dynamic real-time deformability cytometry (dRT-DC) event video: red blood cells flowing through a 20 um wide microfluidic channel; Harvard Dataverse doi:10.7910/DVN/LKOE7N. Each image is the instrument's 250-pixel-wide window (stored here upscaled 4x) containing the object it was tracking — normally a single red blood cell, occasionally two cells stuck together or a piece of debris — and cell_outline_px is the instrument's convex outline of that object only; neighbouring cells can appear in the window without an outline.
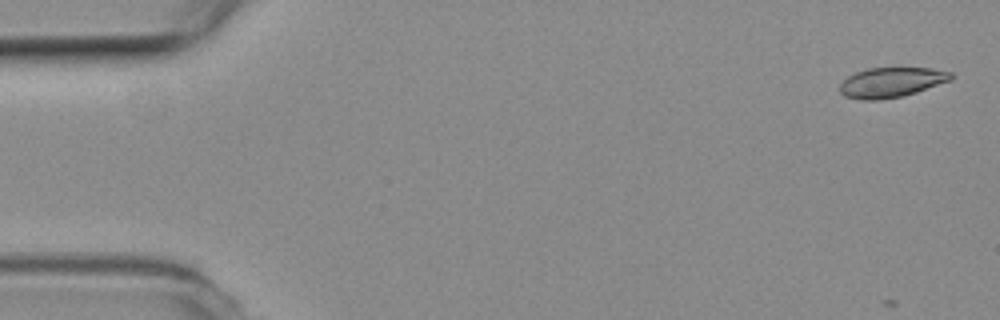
{"species": "common noctule bat (a hibernating species)", "species_latin": "Nyctalus noctula", "temperature_condition": "room temperature", "stored_images_in_passage": 6, "camera_frame_rate_fps": 3000, "um_per_image_px": 0.085, "animal": {"sex": "female", "body_mass_g": 19.3, "forearm_length_mm": 54.1}, "frame": {"image": 1, "passage_image": 1, "time_ms": 0.0, "image_size_px": [1000, 320], "cell_outline_px": [[952, 80], [916, 92], [900, 96], [880, 100], [860, 100], [844, 96], [840, 92], [840, 84], [848, 76], [856, 72], [868, 68], [932, 68], [952, 72]], "centroid_in_image_um": [75.76, 7.0], "position_along_channel_um": 9.2, "area_um2": 19.36}}
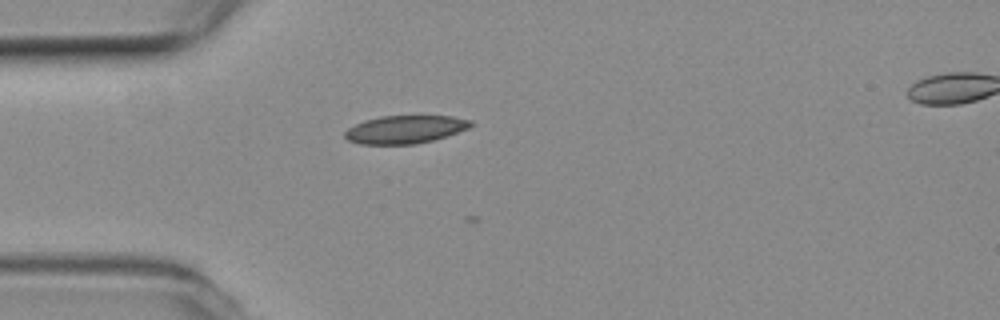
{"frame": {"image": 2, "passage_image": 4, "time_ms": 1.0, "image_size_px": [1000, 320], "cell_outline_px": [[476, 124], [468, 128], [448, 136], [416, 144], [360, 144], [348, 140], [344, 136], [344, 132], [348, 128], [364, 120], [380, 116], [452, 116], [472, 120]], "centroid_in_image_um": [34.46, 11.0], "position_along_channel_um": 50.5, "area_um2": 20.63}}